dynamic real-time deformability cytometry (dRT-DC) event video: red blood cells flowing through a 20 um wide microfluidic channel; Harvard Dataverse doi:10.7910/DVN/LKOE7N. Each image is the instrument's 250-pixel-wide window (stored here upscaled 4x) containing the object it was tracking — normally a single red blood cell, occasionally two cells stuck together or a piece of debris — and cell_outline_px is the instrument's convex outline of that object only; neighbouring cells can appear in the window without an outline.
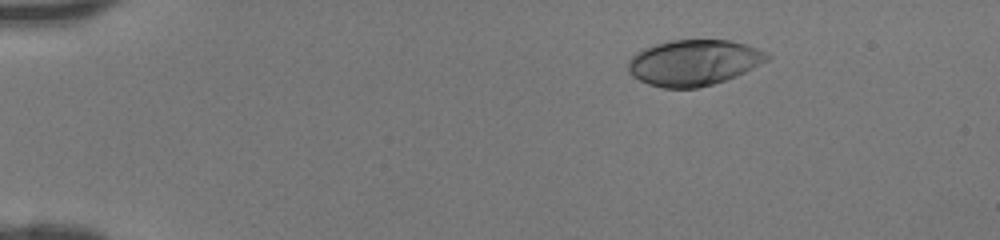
{"species": "human", "species_latin": "Homo sapiens", "temperature_condition": "room temperature", "stored_images_in_passage": 40, "camera_frame_rate_fps": 3000, "um_per_image_px": 0.085, "donor": {"sex": "female"}, "frame": {"image": 1, "passage_image": 1, "time_ms": 0.0, "image_size_px": [1000, 240], "cell_outline_px": [[772, 56], [768, 60], [736, 76], [712, 84], [696, 88], [664, 88], [648, 84], [632, 76], [628, 72], [628, 60], [636, 52], [644, 48], [656, 44], [672, 40], [728, 40], [744, 44], [768, 52]], "centroid_in_image_um": [58.95, 5.32], "position_along_channel_um": 26.0, "area_um2": 36.99}}
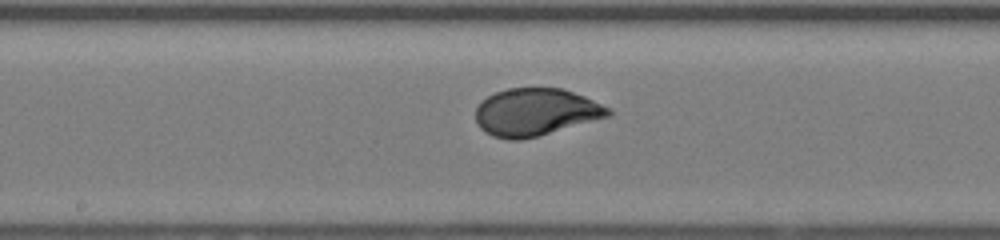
{"frame": {"image": 2, "passage_image": 19, "time_ms": 6.0, "image_size_px": [1000, 240], "cell_outline_px": [[612, 116], [536, 136], [520, 140], [508, 140], [492, 136], [484, 132], [480, 128], [476, 120], [476, 108], [488, 96], [496, 92], [508, 88], [560, 88], [584, 96], [612, 108]], "centroid_in_image_um": [45.55, 9.53], "position_along_channel_um": 202.6, "area_um2": 36.59}}
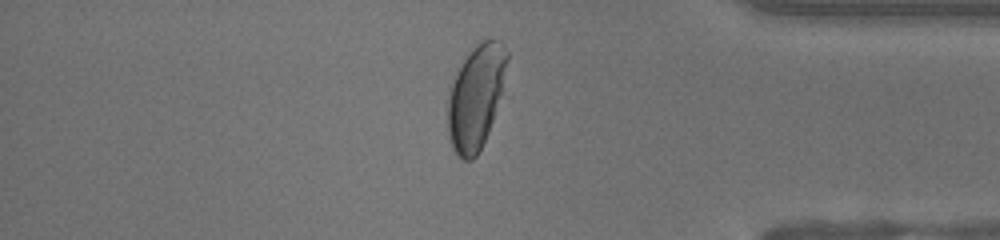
{"frame": {"image": 3, "passage_image": 33, "time_ms": 10.667, "image_size_px": [1000, 240], "cell_outline_px": [[508, 96], [476, 156], [472, 160], [464, 160], [452, 148], [448, 136], [448, 96], [452, 76], [460, 64], [472, 48], [476, 44], [484, 40], [500, 40], [504, 44], [508, 52]], "centroid_in_image_um": [40.55, 8.21], "position_along_channel_um": 394.6, "area_um2": 38.03}}